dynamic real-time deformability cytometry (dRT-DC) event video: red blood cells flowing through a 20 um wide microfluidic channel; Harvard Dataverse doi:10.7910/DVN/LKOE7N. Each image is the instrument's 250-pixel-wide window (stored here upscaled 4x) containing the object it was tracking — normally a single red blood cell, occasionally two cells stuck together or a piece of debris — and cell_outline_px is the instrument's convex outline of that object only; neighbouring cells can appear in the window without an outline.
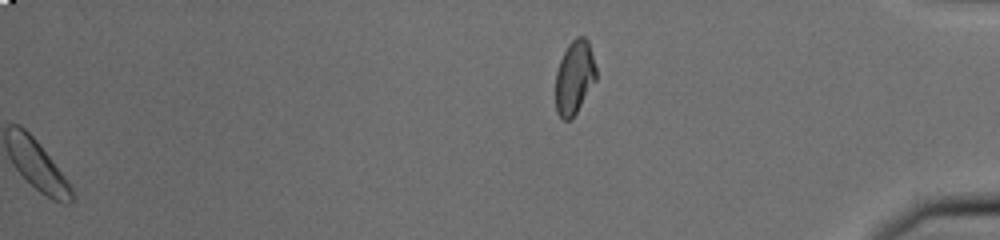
{"species": "common noctule bat (a hibernating species)", "species_latin": "Nyctalus noctula", "temperature_condition": "cold", "stored_images_in_passage": 40, "segment_of_instrument_passage": [2, 2], "camera_frame_rate_fps": 3000, "um_per_image_px": 0.085, "animal": {"sex": "male", "body_mass_g": 20.0, "forearm_length_mm": 53.3}, "frame": {"image": 1, "passage_image": 40, "time_ms": 13.0, "image_size_px": [1000, 240], "cell_outline_px": [[596, 80], [576, 112], [568, 120], [564, 120], [556, 112], [556, 72], [560, 60], [568, 44], [576, 36], [584, 36], [588, 40], [596, 68]], "centroid_in_image_um": [48.82, 6.54], "position_along_channel_um": 386.4, "area_um2": 17.22}}